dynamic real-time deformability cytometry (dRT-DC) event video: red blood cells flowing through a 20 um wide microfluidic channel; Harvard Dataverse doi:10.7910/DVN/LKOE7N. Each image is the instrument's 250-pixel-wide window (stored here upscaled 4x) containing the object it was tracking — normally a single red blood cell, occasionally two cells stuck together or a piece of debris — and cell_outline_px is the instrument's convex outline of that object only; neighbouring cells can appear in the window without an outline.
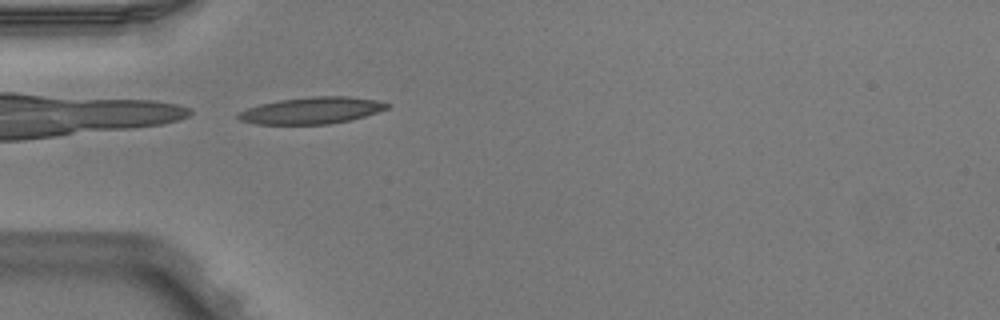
{"species": "Egyptian fruit bat (a non-hibernating species)", "species_latin": "Rousettus aegyptiacus", "temperature_condition": "warm", "stored_images_in_passage": 4, "camera_frame_rate_fps": 3000, "um_per_image_px": 0.085, "animal": {"sex": "male"}, "frame": {"image": 1, "passage_image": 4, "time_ms": 1.0, "image_size_px": [1000, 320], "cell_outline_px": [[392, 104], [388, 108], [352, 120], [328, 124], [256, 124], [240, 120], [236, 116], [236, 112], [260, 104], [280, 100], [312, 96], [348, 96], [376, 100]], "centroid_in_image_um": [26.48, 9.39], "position_along_channel_um": 58.5, "area_um2": 23.18}}